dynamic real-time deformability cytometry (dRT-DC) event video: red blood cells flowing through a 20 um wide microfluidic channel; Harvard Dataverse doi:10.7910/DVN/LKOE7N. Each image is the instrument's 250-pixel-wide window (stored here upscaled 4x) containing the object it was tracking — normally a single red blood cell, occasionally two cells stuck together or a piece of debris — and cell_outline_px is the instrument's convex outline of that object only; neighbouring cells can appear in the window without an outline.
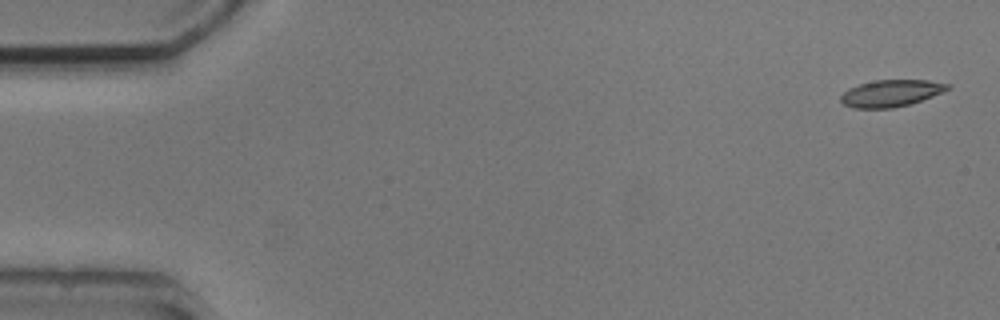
{"species": "common noctule bat (a hibernating species)", "species_latin": "Nyctalus noctula", "temperature_condition": "cold", "stored_images_in_passage": 4, "camera_frame_rate_fps": 3000, "um_per_image_px": 0.085, "animal": {"sex": "male", "body_mass_g": 20.5, "forearm_length_mm": 52.5}, "frame": {"image": 1, "passage_image": 1, "time_ms": 0.0, "image_size_px": [1000, 320], "cell_outline_px": [[952, 88], [932, 96], [908, 104], [892, 108], [852, 108], [844, 104], [840, 100], [840, 96], [848, 88], [860, 84], [876, 80], [928, 80], [952, 84]], "centroid_in_image_um": [75.74, 7.91], "position_along_channel_um": 9.3, "area_um2": 16.65}}